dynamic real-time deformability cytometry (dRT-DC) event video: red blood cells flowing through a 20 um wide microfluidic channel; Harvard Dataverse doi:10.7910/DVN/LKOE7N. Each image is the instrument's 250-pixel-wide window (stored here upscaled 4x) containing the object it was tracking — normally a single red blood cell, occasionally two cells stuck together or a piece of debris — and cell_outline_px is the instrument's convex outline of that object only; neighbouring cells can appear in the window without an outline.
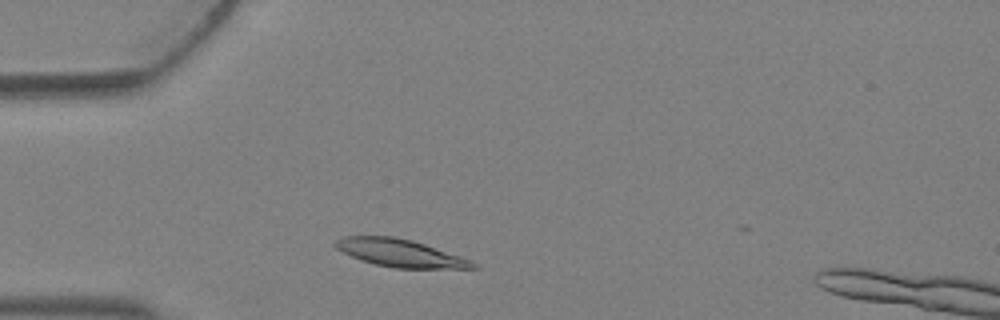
{"species": "Egyptian fruit bat (a non-hibernating species)", "species_latin": "Rousettus aegyptiacus", "temperature_condition": "warm", "stored_images_in_passage": 1, "camera_frame_rate_fps": 3000, "um_per_image_px": 0.085, "animal": {"sex": "female"}, "frame": {"image": 1, "passage_image": 1, "time_ms": 0.0, "image_size_px": [1000, 320], "cell_outline_px": [[480, 268], [392, 268], [360, 260], [336, 248], [332, 244], [340, 236], [392, 236], [412, 240], [472, 260]], "centroid_in_image_um": [33.99, 21.5], "position_along_channel_um": 51.0, "area_um2": 22.02}}